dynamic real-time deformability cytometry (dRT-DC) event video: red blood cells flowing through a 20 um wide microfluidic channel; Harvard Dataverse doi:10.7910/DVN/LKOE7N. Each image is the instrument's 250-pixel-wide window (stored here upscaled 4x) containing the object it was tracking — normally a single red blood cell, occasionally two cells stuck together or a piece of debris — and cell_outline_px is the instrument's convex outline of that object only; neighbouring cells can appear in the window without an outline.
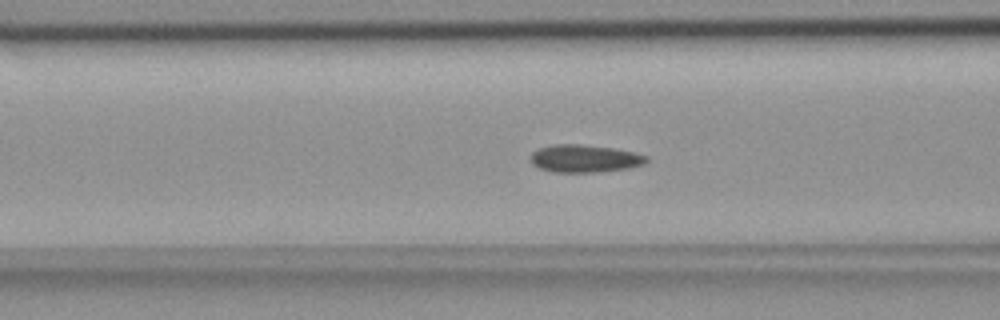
{"species": "common noctule bat (a hibernating species)", "species_latin": "Nyctalus noctula", "temperature_condition": "room temperature", "stored_images_in_passage": 39, "camera_frame_rate_fps": 3000, "um_per_image_px": 0.085, "animal": {"sex": "female", "body_mass_g": 18.4}, "frame": {"image": 1, "passage_image": 6, "time_ms": 1.667, "image_size_px": [1000, 320], "cell_outline_px": [[648, 160], [644, 164], [628, 168], [596, 172], [552, 172], [540, 168], [532, 164], [528, 160], [532, 152], [536, 148], [552, 144], [580, 144], [612, 148], [632, 152], [648, 156]], "centroid_in_image_um": [49.62, 13.47], "position_along_channel_um": 117.0, "area_um2": 18.79}}
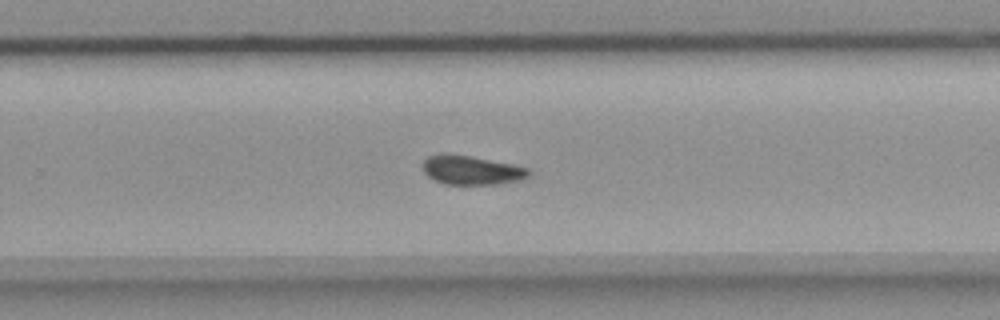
{"frame": {"image": 2, "passage_image": 20, "time_ms": 6.333, "image_size_px": [1000, 320], "cell_outline_px": [[532, 172], [528, 176], [520, 180], [496, 184], [444, 184], [428, 176], [424, 172], [420, 164], [428, 156], [468, 156], [528, 168]], "centroid_in_image_um": [40.07, 14.5], "position_along_channel_um": 289.7, "area_um2": 17.22}}
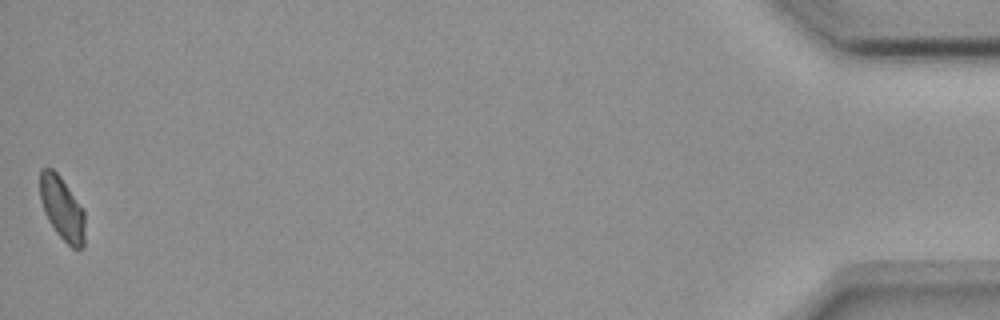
{"frame": {"image": 3, "passage_image": 39, "time_ms": 12.667, "image_size_px": [1000, 320], "cell_outline_px": [[84, 248], [72, 248], [56, 232], [48, 220], [44, 212], [40, 200], [40, 168], [52, 168], [60, 176], [84, 212]], "centroid_in_image_um": [5.25, 17.72], "position_along_channel_um": 429.9, "area_um2": 16.36}, "authors_computed_cell_mechanics": {"area_um2": 18.0336, "velocity_mm_per_s": 3.7128, "shape_relaxation_time_tau1_ms": null, "shape_relaxation_time_tau2_ms": 3.0135, "deformation_change_tau1": null, "deformation_change_tau2": 0.0669}}